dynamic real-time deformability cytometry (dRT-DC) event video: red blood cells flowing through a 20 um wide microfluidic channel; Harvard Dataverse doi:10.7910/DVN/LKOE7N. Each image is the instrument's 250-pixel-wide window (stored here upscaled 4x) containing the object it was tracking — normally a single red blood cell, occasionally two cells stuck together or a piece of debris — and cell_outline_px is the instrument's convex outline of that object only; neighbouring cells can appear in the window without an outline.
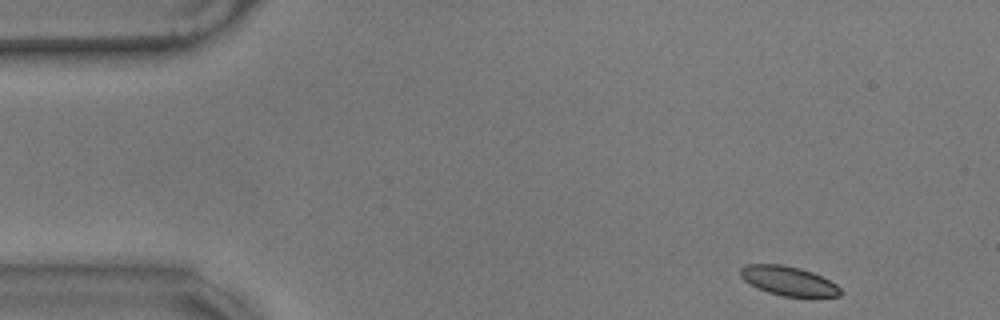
{"species": "common noctule bat (a hibernating species)", "species_latin": "Nyctalus noctula", "temperature_condition": "warm", "stored_images_in_passage": 53, "camera_frame_rate_fps": 3000, "um_per_image_px": 0.085, "animal": {"sex": "male", "body_mass_g": 17.9}, "frame": {"image": 1, "passage_image": 1, "time_ms": 0.0, "image_size_px": [1000, 320], "cell_outline_px": [[840, 296], [812, 300], [780, 296], [756, 288], [744, 280], [740, 276], [740, 268], [744, 264], [780, 264], [800, 268], [812, 272], [836, 284], [840, 288]], "centroid_in_image_um": [67.05, 23.93], "position_along_channel_um": 17.9, "area_um2": 17.8}}
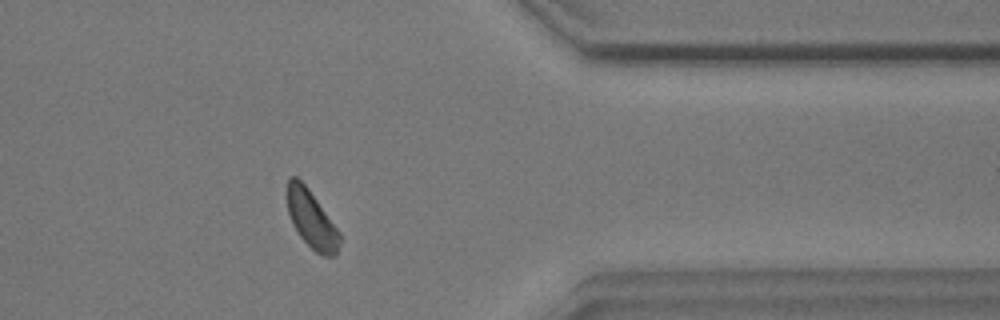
{"frame": {"image": 2, "passage_image": 42, "time_ms": 13.667, "image_size_px": [1000, 320], "cell_outline_px": [[340, 240], [336, 256], [324, 256], [316, 252], [300, 236], [292, 224], [288, 212], [284, 196], [284, 192], [288, 180], [292, 176], [296, 176], [308, 188], [340, 232]], "centroid_in_image_um": [26.43, 18.6], "position_along_channel_um": 385.0, "area_um2": 17.8}}
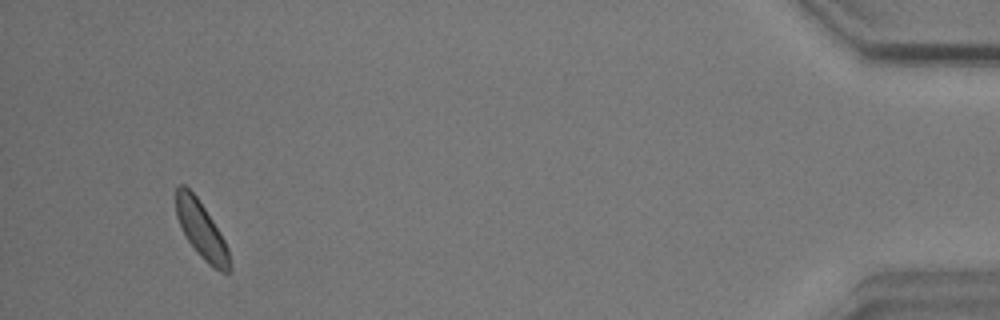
{"frame": {"image": 3, "passage_image": 50, "time_ms": 16.333, "image_size_px": [1000, 320], "cell_outline_px": [[232, 272], [220, 272], [208, 264], [200, 256], [188, 240], [176, 216], [176, 188], [180, 184], [184, 184], [196, 196], [212, 220], [224, 240], [228, 248], [232, 264]], "centroid_in_image_um": [17.14, 19.59], "position_along_channel_um": 418.1, "area_um2": 17.51}, "authors_computed_cell_mechanics": {"area_um2": 17.9758, "velocity_mm_per_s": 3.4613, "shape_relaxation_time_tau1_ms": 2.2689, "shape_relaxation_time_tau2_ms": 3.8332, "deformation_change_tau1": 0.0473, "deformation_change_tau2": 0.0822}}